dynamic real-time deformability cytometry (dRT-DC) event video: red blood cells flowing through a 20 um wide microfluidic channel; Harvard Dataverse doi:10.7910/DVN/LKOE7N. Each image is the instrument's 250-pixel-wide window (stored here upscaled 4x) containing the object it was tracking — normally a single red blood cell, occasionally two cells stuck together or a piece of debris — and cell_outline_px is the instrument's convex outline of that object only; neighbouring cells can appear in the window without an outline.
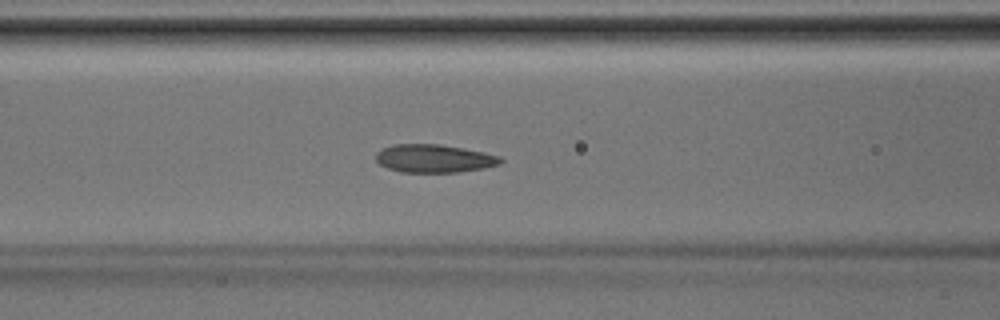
{"species": "Egyptian fruit bat (a non-hibernating species)", "species_latin": "Rousettus aegyptiacus", "temperature_condition": "room temperature", "stored_images_in_passage": 41, "segment_of_instrument_passage": [1, 2], "camera_frame_rate_fps": 3000, "um_per_image_px": 0.085, "animal": {"sex": "male"}, "frame": {"image": 1, "passage_image": 16, "time_ms": 5.0, "image_size_px": [1000, 320], "cell_outline_px": [[504, 160], [500, 164], [484, 168], [456, 172], [400, 172], [388, 168], [380, 164], [376, 160], [376, 152], [380, 148], [392, 144], [440, 144], [464, 148], [484, 152], [500, 156]], "centroid_in_image_um": [36.89, 13.46], "position_along_channel_um": 129.7, "area_um2": 20.58}}
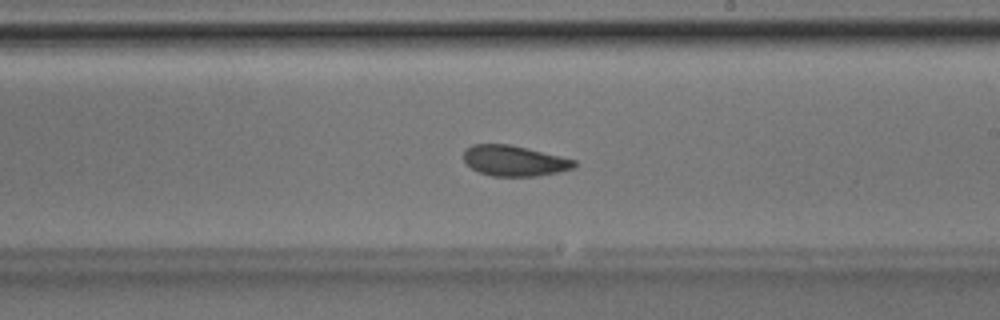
{"frame": {"image": 2, "passage_image": 23, "time_ms": 7.333, "image_size_px": [1000, 320], "cell_outline_px": [[576, 164], [572, 168], [556, 172], [536, 176], [492, 176], [480, 172], [472, 168], [464, 160], [464, 152], [472, 144], [508, 144], [528, 148], [576, 160]], "centroid_in_image_um": [43.71, 13.66], "position_along_channel_um": 245.3, "area_um2": 19.42}}
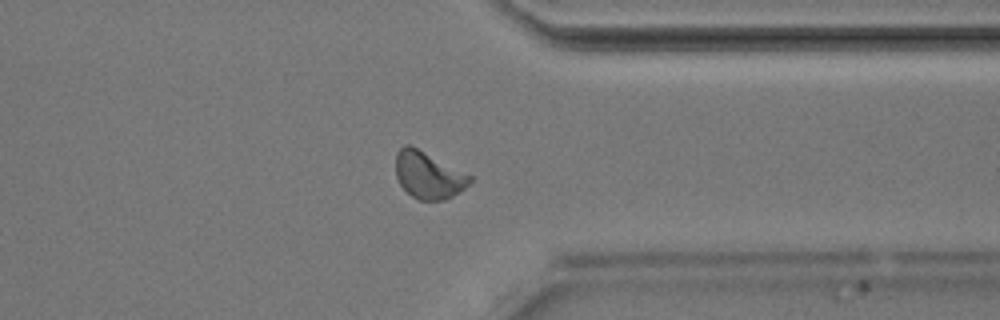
{"frame": {"image": 3, "passage_image": 31, "time_ms": 10.0, "image_size_px": [1000, 320], "cell_outline_px": [[472, 180], [464, 188], [452, 196], [444, 200], [420, 200], [412, 196], [400, 184], [396, 176], [396, 152], [404, 144], [408, 144], [472, 176]], "centroid_in_image_um": [36.39, 14.89], "position_along_channel_um": 375.0, "area_um2": 19.83}}